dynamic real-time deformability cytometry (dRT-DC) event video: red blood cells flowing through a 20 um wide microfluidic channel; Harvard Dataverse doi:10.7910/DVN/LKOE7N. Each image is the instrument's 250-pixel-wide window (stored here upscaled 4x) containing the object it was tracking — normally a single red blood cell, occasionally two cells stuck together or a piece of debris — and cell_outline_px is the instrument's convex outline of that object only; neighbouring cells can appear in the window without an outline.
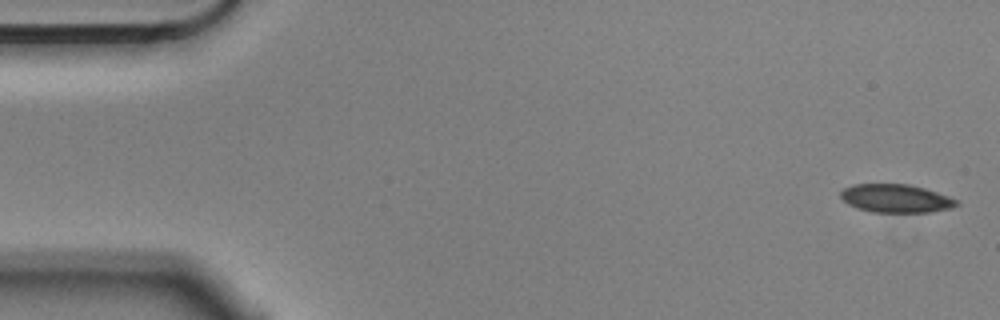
{"species": "Egyptian fruit bat (a non-hibernating species)", "species_latin": "Rousettus aegyptiacus", "temperature_condition": "cold", "stored_images_in_passage": 5, "camera_frame_rate_fps": 3000, "um_per_image_px": 0.085, "animal": {"sex": "male"}, "frame": {"image": 1, "passage_image": 1, "time_ms": 0.0, "image_size_px": [1000, 320], "cell_outline_px": [[960, 204], [952, 208], [932, 212], [872, 212], [848, 204], [840, 196], [840, 192], [844, 188], [852, 184], [908, 184], [924, 188], [948, 196], [956, 200]], "centroid_in_image_um": [76.16, 16.86], "position_along_channel_um": 8.8, "area_um2": 19.02}}
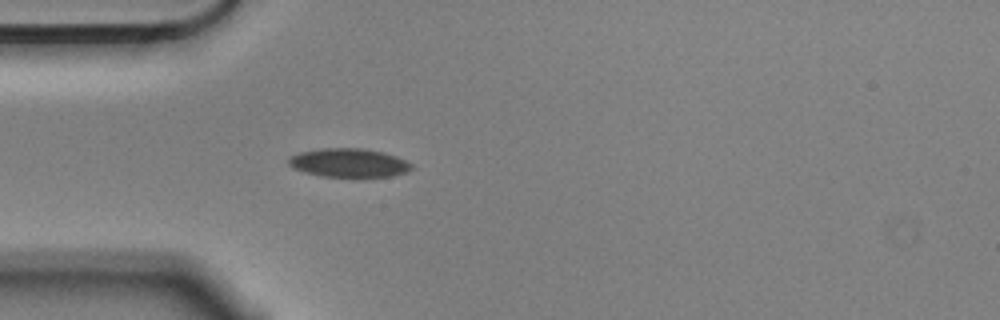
{"frame": {"image": 2, "passage_image": 5, "time_ms": 1.333, "image_size_px": [1000, 320], "cell_outline_px": [[412, 168], [404, 172], [392, 176], [320, 176], [292, 168], [288, 164], [288, 156], [300, 152], [320, 148], [364, 148], [384, 152], [396, 156], [412, 164]], "centroid_in_image_um": [29.6, 13.82], "position_along_channel_um": 55.4, "area_um2": 20.46}}